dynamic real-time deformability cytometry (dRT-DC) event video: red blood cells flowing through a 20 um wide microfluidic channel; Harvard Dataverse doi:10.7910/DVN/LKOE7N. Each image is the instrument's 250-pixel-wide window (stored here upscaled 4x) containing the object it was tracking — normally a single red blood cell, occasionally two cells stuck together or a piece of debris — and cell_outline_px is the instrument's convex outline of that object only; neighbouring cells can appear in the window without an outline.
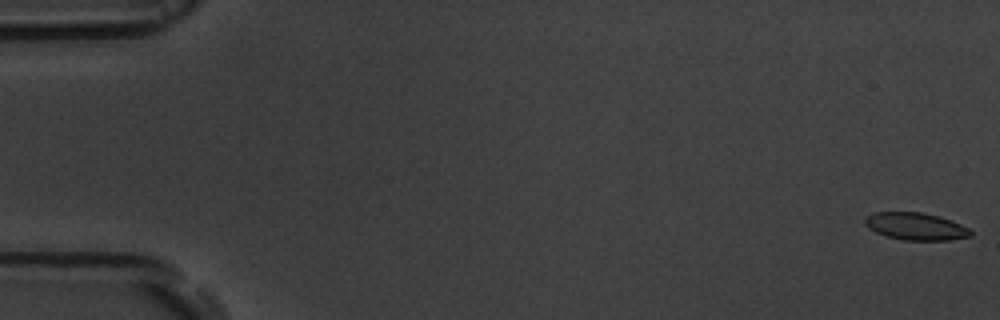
{"species": "common noctule bat (a hibernating species)", "species_latin": "Nyctalus noctula", "temperature_condition": "room temperature", "stored_images_in_passage": 56, "camera_frame_rate_fps": 3000, "um_per_image_px": 0.085, "animal": {"sex": "male", "body_mass_g": 19.5, "forearm_length_mm": 54.6}, "frame": {"image": 1, "passage_image": 1, "time_ms": 0.0, "image_size_px": [1000, 320], "cell_outline_px": [[972, 236], [948, 240], [904, 240], [888, 236], [876, 232], [868, 228], [864, 224], [864, 220], [872, 212], [920, 212], [940, 216], [952, 220], [968, 228], [972, 232]], "centroid_in_image_um": [77.84, 19.23], "position_along_channel_um": 7.2, "area_um2": 16.82}}
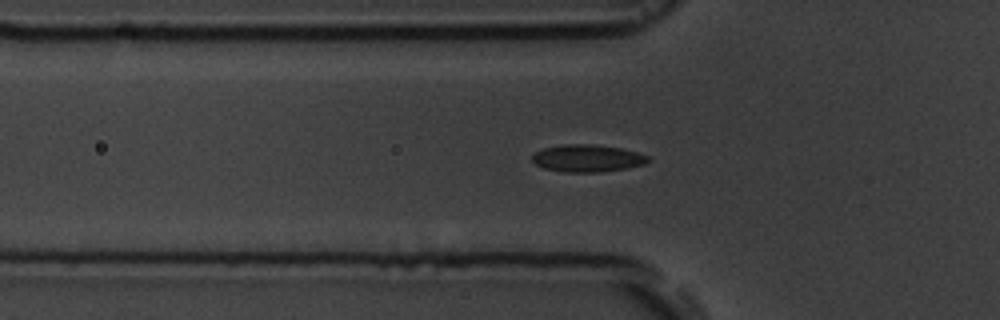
{"frame": {"image": 2, "passage_image": 19, "time_ms": 6.0, "image_size_px": [1000, 320], "cell_outline_px": [[652, 160], [644, 164], [628, 168], [600, 172], [564, 172], [544, 168], [536, 164], [532, 160], [532, 156], [536, 152], [544, 148], [564, 144], [592, 144], [620, 148], [636, 152], [648, 156]], "centroid_in_image_um": [49.95, 13.45], "position_along_channel_um": 75.9, "area_um2": 18.38}}
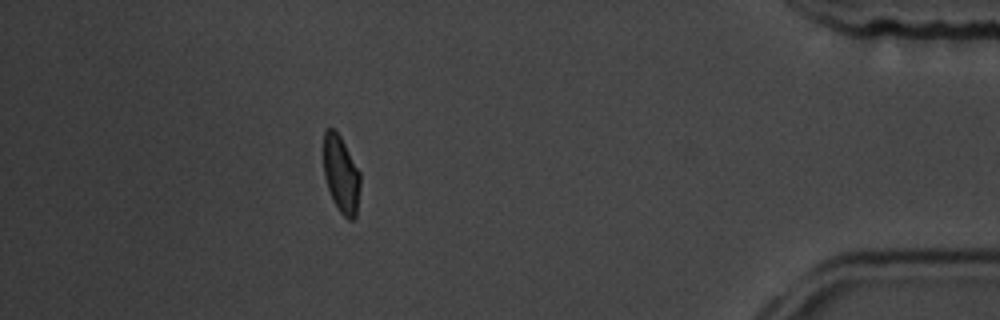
{"frame": {"image": 3, "passage_image": 50, "time_ms": 16.333, "image_size_px": [1000, 320], "cell_outline_px": [[360, 184], [356, 216], [352, 220], [348, 220], [340, 212], [332, 200], [324, 176], [324, 132], [328, 128], [336, 128], [360, 172]], "centroid_in_image_um": [28.99, 14.81], "position_along_channel_um": 406.2, "area_um2": 16.53}, "authors_computed_cell_mechanics": {"area_um2": 17.6868, "velocity_mm_per_s": 3.675, "shape_relaxation_time_tau1_ms": 6.552, "shape_relaxation_time_tau2_ms": 1.1407, "deformation_change_tau1": 0.1322, "deformation_change_tau2": 0.05}}